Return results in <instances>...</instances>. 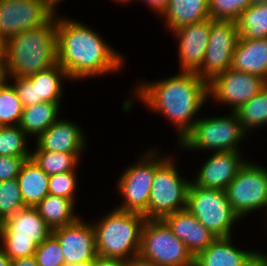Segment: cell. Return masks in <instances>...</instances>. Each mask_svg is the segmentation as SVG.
Wrapping results in <instances>:
<instances>
[{
    "label": "cell",
    "instance_id": "44",
    "mask_svg": "<svg viewBox=\"0 0 267 266\" xmlns=\"http://www.w3.org/2000/svg\"><path fill=\"white\" fill-rule=\"evenodd\" d=\"M255 266H267V254H265Z\"/></svg>",
    "mask_w": 267,
    "mask_h": 266
},
{
    "label": "cell",
    "instance_id": "3",
    "mask_svg": "<svg viewBox=\"0 0 267 266\" xmlns=\"http://www.w3.org/2000/svg\"><path fill=\"white\" fill-rule=\"evenodd\" d=\"M56 14L44 25L22 31L3 43L4 78H28L57 64Z\"/></svg>",
    "mask_w": 267,
    "mask_h": 266
},
{
    "label": "cell",
    "instance_id": "1",
    "mask_svg": "<svg viewBox=\"0 0 267 266\" xmlns=\"http://www.w3.org/2000/svg\"><path fill=\"white\" fill-rule=\"evenodd\" d=\"M55 25L57 63L71 81L118 73L125 66L119 51L83 22L60 17L57 13Z\"/></svg>",
    "mask_w": 267,
    "mask_h": 266
},
{
    "label": "cell",
    "instance_id": "16",
    "mask_svg": "<svg viewBox=\"0 0 267 266\" xmlns=\"http://www.w3.org/2000/svg\"><path fill=\"white\" fill-rule=\"evenodd\" d=\"M211 31V18L181 26L171 33L179 40L180 70L197 73L203 63Z\"/></svg>",
    "mask_w": 267,
    "mask_h": 266
},
{
    "label": "cell",
    "instance_id": "8",
    "mask_svg": "<svg viewBox=\"0 0 267 266\" xmlns=\"http://www.w3.org/2000/svg\"><path fill=\"white\" fill-rule=\"evenodd\" d=\"M138 255L157 266H194V256L163 219H146Z\"/></svg>",
    "mask_w": 267,
    "mask_h": 266
},
{
    "label": "cell",
    "instance_id": "49",
    "mask_svg": "<svg viewBox=\"0 0 267 266\" xmlns=\"http://www.w3.org/2000/svg\"><path fill=\"white\" fill-rule=\"evenodd\" d=\"M113 1H115L116 3H126V4H128L129 2H132L133 0H113Z\"/></svg>",
    "mask_w": 267,
    "mask_h": 266
},
{
    "label": "cell",
    "instance_id": "40",
    "mask_svg": "<svg viewBox=\"0 0 267 266\" xmlns=\"http://www.w3.org/2000/svg\"><path fill=\"white\" fill-rule=\"evenodd\" d=\"M11 266H39L33 256L23 257L11 260Z\"/></svg>",
    "mask_w": 267,
    "mask_h": 266
},
{
    "label": "cell",
    "instance_id": "34",
    "mask_svg": "<svg viewBox=\"0 0 267 266\" xmlns=\"http://www.w3.org/2000/svg\"><path fill=\"white\" fill-rule=\"evenodd\" d=\"M0 247L12 259L33 256L39 245L31 236H0Z\"/></svg>",
    "mask_w": 267,
    "mask_h": 266
},
{
    "label": "cell",
    "instance_id": "26",
    "mask_svg": "<svg viewBox=\"0 0 267 266\" xmlns=\"http://www.w3.org/2000/svg\"><path fill=\"white\" fill-rule=\"evenodd\" d=\"M76 203L70 199L48 194L35 208L45 222L55 229L76 222L80 216L75 214Z\"/></svg>",
    "mask_w": 267,
    "mask_h": 266
},
{
    "label": "cell",
    "instance_id": "29",
    "mask_svg": "<svg viewBox=\"0 0 267 266\" xmlns=\"http://www.w3.org/2000/svg\"><path fill=\"white\" fill-rule=\"evenodd\" d=\"M82 153L31 152V159L48 175L76 171Z\"/></svg>",
    "mask_w": 267,
    "mask_h": 266
},
{
    "label": "cell",
    "instance_id": "37",
    "mask_svg": "<svg viewBox=\"0 0 267 266\" xmlns=\"http://www.w3.org/2000/svg\"><path fill=\"white\" fill-rule=\"evenodd\" d=\"M31 157L0 156V182L17 179L21 168Z\"/></svg>",
    "mask_w": 267,
    "mask_h": 266
},
{
    "label": "cell",
    "instance_id": "20",
    "mask_svg": "<svg viewBox=\"0 0 267 266\" xmlns=\"http://www.w3.org/2000/svg\"><path fill=\"white\" fill-rule=\"evenodd\" d=\"M163 220L194 257L217 238L186 208L165 216Z\"/></svg>",
    "mask_w": 267,
    "mask_h": 266
},
{
    "label": "cell",
    "instance_id": "43",
    "mask_svg": "<svg viewBox=\"0 0 267 266\" xmlns=\"http://www.w3.org/2000/svg\"><path fill=\"white\" fill-rule=\"evenodd\" d=\"M0 266H11V258L0 247Z\"/></svg>",
    "mask_w": 267,
    "mask_h": 266
},
{
    "label": "cell",
    "instance_id": "46",
    "mask_svg": "<svg viewBox=\"0 0 267 266\" xmlns=\"http://www.w3.org/2000/svg\"><path fill=\"white\" fill-rule=\"evenodd\" d=\"M267 0H252V4H265Z\"/></svg>",
    "mask_w": 267,
    "mask_h": 266
},
{
    "label": "cell",
    "instance_id": "7",
    "mask_svg": "<svg viewBox=\"0 0 267 266\" xmlns=\"http://www.w3.org/2000/svg\"><path fill=\"white\" fill-rule=\"evenodd\" d=\"M186 209L216 237L232 236V226L241 220L232 210L225 190L202 188L192 180L187 190Z\"/></svg>",
    "mask_w": 267,
    "mask_h": 266
},
{
    "label": "cell",
    "instance_id": "23",
    "mask_svg": "<svg viewBox=\"0 0 267 266\" xmlns=\"http://www.w3.org/2000/svg\"><path fill=\"white\" fill-rule=\"evenodd\" d=\"M160 17L170 32L203 21L209 18V0H169Z\"/></svg>",
    "mask_w": 267,
    "mask_h": 266
},
{
    "label": "cell",
    "instance_id": "22",
    "mask_svg": "<svg viewBox=\"0 0 267 266\" xmlns=\"http://www.w3.org/2000/svg\"><path fill=\"white\" fill-rule=\"evenodd\" d=\"M231 68L259 76L267 81V38H239Z\"/></svg>",
    "mask_w": 267,
    "mask_h": 266
},
{
    "label": "cell",
    "instance_id": "48",
    "mask_svg": "<svg viewBox=\"0 0 267 266\" xmlns=\"http://www.w3.org/2000/svg\"><path fill=\"white\" fill-rule=\"evenodd\" d=\"M4 79L3 66L0 64V82Z\"/></svg>",
    "mask_w": 267,
    "mask_h": 266
},
{
    "label": "cell",
    "instance_id": "33",
    "mask_svg": "<svg viewBox=\"0 0 267 266\" xmlns=\"http://www.w3.org/2000/svg\"><path fill=\"white\" fill-rule=\"evenodd\" d=\"M251 5L252 0H209V18L236 22Z\"/></svg>",
    "mask_w": 267,
    "mask_h": 266
},
{
    "label": "cell",
    "instance_id": "14",
    "mask_svg": "<svg viewBox=\"0 0 267 266\" xmlns=\"http://www.w3.org/2000/svg\"><path fill=\"white\" fill-rule=\"evenodd\" d=\"M13 87L23 107L40 102L61 103L63 81L70 78L58 63L28 78H11ZM63 80V81H62Z\"/></svg>",
    "mask_w": 267,
    "mask_h": 266
},
{
    "label": "cell",
    "instance_id": "41",
    "mask_svg": "<svg viewBox=\"0 0 267 266\" xmlns=\"http://www.w3.org/2000/svg\"><path fill=\"white\" fill-rule=\"evenodd\" d=\"M127 266H157V265L137 255L127 260Z\"/></svg>",
    "mask_w": 267,
    "mask_h": 266
},
{
    "label": "cell",
    "instance_id": "12",
    "mask_svg": "<svg viewBox=\"0 0 267 266\" xmlns=\"http://www.w3.org/2000/svg\"><path fill=\"white\" fill-rule=\"evenodd\" d=\"M265 86V79L230 68L208 83V98L213 99V102L230 105L231 111H236Z\"/></svg>",
    "mask_w": 267,
    "mask_h": 266
},
{
    "label": "cell",
    "instance_id": "47",
    "mask_svg": "<svg viewBox=\"0 0 267 266\" xmlns=\"http://www.w3.org/2000/svg\"><path fill=\"white\" fill-rule=\"evenodd\" d=\"M3 43L0 41V64H2Z\"/></svg>",
    "mask_w": 267,
    "mask_h": 266
},
{
    "label": "cell",
    "instance_id": "28",
    "mask_svg": "<svg viewBox=\"0 0 267 266\" xmlns=\"http://www.w3.org/2000/svg\"><path fill=\"white\" fill-rule=\"evenodd\" d=\"M236 24L241 38H267V3L252 4L240 14Z\"/></svg>",
    "mask_w": 267,
    "mask_h": 266
},
{
    "label": "cell",
    "instance_id": "19",
    "mask_svg": "<svg viewBox=\"0 0 267 266\" xmlns=\"http://www.w3.org/2000/svg\"><path fill=\"white\" fill-rule=\"evenodd\" d=\"M82 130L78 123L59 118L35 140L32 151L83 153L87 145Z\"/></svg>",
    "mask_w": 267,
    "mask_h": 266
},
{
    "label": "cell",
    "instance_id": "2",
    "mask_svg": "<svg viewBox=\"0 0 267 266\" xmlns=\"http://www.w3.org/2000/svg\"><path fill=\"white\" fill-rule=\"evenodd\" d=\"M133 93L146 108L174 124L179 143L199 119L195 118L197 112L208 102V83L194 72L180 71L156 82L137 83Z\"/></svg>",
    "mask_w": 267,
    "mask_h": 266
},
{
    "label": "cell",
    "instance_id": "4",
    "mask_svg": "<svg viewBox=\"0 0 267 266\" xmlns=\"http://www.w3.org/2000/svg\"><path fill=\"white\" fill-rule=\"evenodd\" d=\"M93 223L97 256L129 260L137 256L144 215L112 208Z\"/></svg>",
    "mask_w": 267,
    "mask_h": 266
},
{
    "label": "cell",
    "instance_id": "35",
    "mask_svg": "<svg viewBox=\"0 0 267 266\" xmlns=\"http://www.w3.org/2000/svg\"><path fill=\"white\" fill-rule=\"evenodd\" d=\"M34 257L39 266L65 265L62 247L53 234L37 246Z\"/></svg>",
    "mask_w": 267,
    "mask_h": 266
},
{
    "label": "cell",
    "instance_id": "42",
    "mask_svg": "<svg viewBox=\"0 0 267 266\" xmlns=\"http://www.w3.org/2000/svg\"><path fill=\"white\" fill-rule=\"evenodd\" d=\"M54 14H57L58 4L64 0H41Z\"/></svg>",
    "mask_w": 267,
    "mask_h": 266
},
{
    "label": "cell",
    "instance_id": "31",
    "mask_svg": "<svg viewBox=\"0 0 267 266\" xmlns=\"http://www.w3.org/2000/svg\"><path fill=\"white\" fill-rule=\"evenodd\" d=\"M27 141L28 135L19 125L1 126L0 156L31 157Z\"/></svg>",
    "mask_w": 267,
    "mask_h": 266
},
{
    "label": "cell",
    "instance_id": "45",
    "mask_svg": "<svg viewBox=\"0 0 267 266\" xmlns=\"http://www.w3.org/2000/svg\"><path fill=\"white\" fill-rule=\"evenodd\" d=\"M64 266H93V262L84 263V264H66Z\"/></svg>",
    "mask_w": 267,
    "mask_h": 266
},
{
    "label": "cell",
    "instance_id": "17",
    "mask_svg": "<svg viewBox=\"0 0 267 266\" xmlns=\"http://www.w3.org/2000/svg\"><path fill=\"white\" fill-rule=\"evenodd\" d=\"M202 164L192 182L206 189L225 190L247 160L240 152H213ZM241 155V156H240ZM242 157V158H241Z\"/></svg>",
    "mask_w": 267,
    "mask_h": 266
},
{
    "label": "cell",
    "instance_id": "25",
    "mask_svg": "<svg viewBox=\"0 0 267 266\" xmlns=\"http://www.w3.org/2000/svg\"><path fill=\"white\" fill-rule=\"evenodd\" d=\"M60 103L40 102L23 108L20 128L36 139L60 118Z\"/></svg>",
    "mask_w": 267,
    "mask_h": 266
},
{
    "label": "cell",
    "instance_id": "36",
    "mask_svg": "<svg viewBox=\"0 0 267 266\" xmlns=\"http://www.w3.org/2000/svg\"><path fill=\"white\" fill-rule=\"evenodd\" d=\"M77 172L49 175V194L61 196L76 202Z\"/></svg>",
    "mask_w": 267,
    "mask_h": 266
},
{
    "label": "cell",
    "instance_id": "5",
    "mask_svg": "<svg viewBox=\"0 0 267 266\" xmlns=\"http://www.w3.org/2000/svg\"><path fill=\"white\" fill-rule=\"evenodd\" d=\"M246 134L237 114L231 111L230 115L222 117H199L193 128L177 144L178 147L191 151L240 152L239 143L244 140Z\"/></svg>",
    "mask_w": 267,
    "mask_h": 266
},
{
    "label": "cell",
    "instance_id": "18",
    "mask_svg": "<svg viewBox=\"0 0 267 266\" xmlns=\"http://www.w3.org/2000/svg\"><path fill=\"white\" fill-rule=\"evenodd\" d=\"M232 238L217 237L194 257V266H255L266 254L242 250L234 245Z\"/></svg>",
    "mask_w": 267,
    "mask_h": 266
},
{
    "label": "cell",
    "instance_id": "30",
    "mask_svg": "<svg viewBox=\"0 0 267 266\" xmlns=\"http://www.w3.org/2000/svg\"><path fill=\"white\" fill-rule=\"evenodd\" d=\"M4 78L0 82V127L19 125L23 105L12 85Z\"/></svg>",
    "mask_w": 267,
    "mask_h": 266
},
{
    "label": "cell",
    "instance_id": "39",
    "mask_svg": "<svg viewBox=\"0 0 267 266\" xmlns=\"http://www.w3.org/2000/svg\"><path fill=\"white\" fill-rule=\"evenodd\" d=\"M146 2L147 6L151 8V11L155 12L158 16L166 9L169 0H140Z\"/></svg>",
    "mask_w": 267,
    "mask_h": 266
},
{
    "label": "cell",
    "instance_id": "24",
    "mask_svg": "<svg viewBox=\"0 0 267 266\" xmlns=\"http://www.w3.org/2000/svg\"><path fill=\"white\" fill-rule=\"evenodd\" d=\"M17 181L25 207H35L49 194V175L31 158L23 164Z\"/></svg>",
    "mask_w": 267,
    "mask_h": 266
},
{
    "label": "cell",
    "instance_id": "6",
    "mask_svg": "<svg viewBox=\"0 0 267 266\" xmlns=\"http://www.w3.org/2000/svg\"><path fill=\"white\" fill-rule=\"evenodd\" d=\"M139 160L127 166L117 182L118 193L123 203L115 208L127 212H135L148 219V202L153 178L157 167L167 158L156 149H147ZM161 157H160V156Z\"/></svg>",
    "mask_w": 267,
    "mask_h": 266
},
{
    "label": "cell",
    "instance_id": "32",
    "mask_svg": "<svg viewBox=\"0 0 267 266\" xmlns=\"http://www.w3.org/2000/svg\"><path fill=\"white\" fill-rule=\"evenodd\" d=\"M25 208L17 179L0 182V223Z\"/></svg>",
    "mask_w": 267,
    "mask_h": 266
},
{
    "label": "cell",
    "instance_id": "27",
    "mask_svg": "<svg viewBox=\"0 0 267 266\" xmlns=\"http://www.w3.org/2000/svg\"><path fill=\"white\" fill-rule=\"evenodd\" d=\"M237 117L246 133L267 125V86L236 111Z\"/></svg>",
    "mask_w": 267,
    "mask_h": 266
},
{
    "label": "cell",
    "instance_id": "13",
    "mask_svg": "<svg viewBox=\"0 0 267 266\" xmlns=\"http://www.w3.org/2000/svg\"><path fill=\"white\" fill-rule=\"evenodd\" d=\"M53 15L41 0H0V41L40 27Z\"/></svg>",
    "mask_w": 267,
    "mask_h": 266
},
{
    "label": "cell",
    "instance_id": "38",
    "mask_svg": "<svg viewBox=\"0 0 267 266\" xmlns=\"http://www.w3.org/2000/svg\"><path fill=\"white\" fill-rule=\"evenodd\" d=\"M93 266H127V261L118 258H105L97 256Z\"/></svg>",
    "mask_w": 267,
    "mask_h": 266
},
{
    "label": "cell",
    "instance_id": "11",
    "mask_svg": "<svg viewBox=\"0 0 267 266\" xmlns=\"http://www.w3.org/2000/svg\"><path fill=\"white\" fill-rule=\"evenodd\" d=\"M240 38L235 21L211 19V31L200 70L196 73L209 83L231 68L233 53Z\"/></svg>",
    "mask_w": 267,
    "mask_h": 266
},
{
    "label": "cell",
    "instance_id": "21",
    "mask_svg": "<svg viewBox=\"0 0 267 266\" xmlns=\"http://www.w3.org/2000/svg\"><path fill=\"white\" fill-rule=\"evenodd\" d=\"M51 234V227L35 207L22 208L0 223V236H31L41 244Z\"/></svg>",
    "mask_w": 267,
    "mask_h": 266
},
{
    "label": "cell",
    "instance_id": "10",
    "mask_svg": "<svg viewBox=\"0 0 267 266\" xmlns=\"http://www.w3.org/2000/svg\"><path fill=\"white\" fill-rule=\"evenodd\" d=\"M232 210L243 218L267 207V168L248 160L225 189Z\"/></svg>",
    "mask_w": 267,
    "mask_h": 266
},
{
    "label": "cell",
    "instance_id": "9",
    "mask_svg": "<svg viewBox=\"0 0 267 266\" xmlns=\"http://www.w3.org/2000/svg\"><path fill=\"white\" fill-rule=\"evenodd\" d=\"M174 160L169 156L156 169L148 202V219H163L186 208L191 181L180 175Z\"/></svg>",
    "mask_w": 267,
    "mask_h": 266
},
{
    "label": "cell",
    "instance_id": "15",
    "mask_svg": "<svg viewBox=\"0 0 267 266\" xmlns=\"http://www.w3.org/2000/svg\"><path fill=\"white\" fill-rule=\"evenodd\" d=\"M58 239L66 264L93 262L97 257L95 231L92 223L79 218L76 222L52 230Z\"/></svg>",
    "mask_w": 267,
    "mask_h": 266
}]
</instances>
